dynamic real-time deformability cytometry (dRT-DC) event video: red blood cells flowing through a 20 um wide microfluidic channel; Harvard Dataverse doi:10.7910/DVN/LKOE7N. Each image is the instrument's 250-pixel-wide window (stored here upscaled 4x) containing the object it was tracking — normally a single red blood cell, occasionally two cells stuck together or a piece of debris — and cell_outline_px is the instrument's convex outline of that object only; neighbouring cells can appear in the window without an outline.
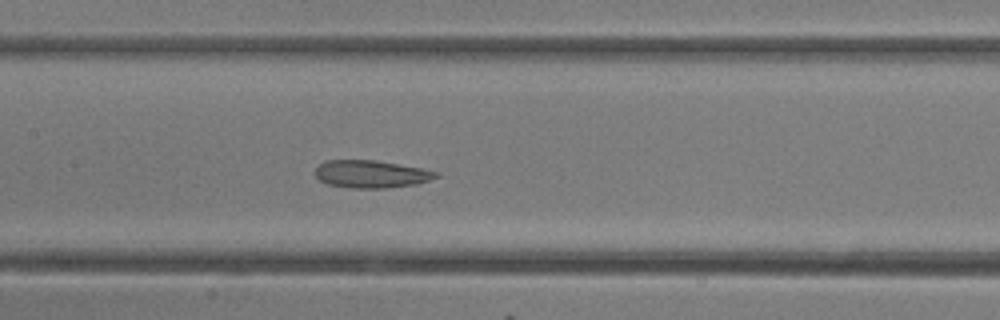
{"species": "common noctule bat (a hibernating species)", "species_latin": "Nyctalus noctula", "temperature_condition": "room temperature", "stored_images_in_passage": 16, "camera_frame_rate_fps": 3000, "um_per_image_px": 0.085, "animal": {"sex": "female"}, "frame": {"image": 1, "passage_image": 14, "time_ms": 4.333, "image_size_px": [1000, 320], "cell_outline_px": [[440, 176], [416, 184], [388, 188], [352, 188], [328, 184], [320, 180], [316, 176], [316, 168], [324, 160], [376, 160], [424, 168], [440, 172]], "centroid_in_image_um": [31.59, 14.79], "position_along_channel_um": 175.8, "area_um2": 19.54}}
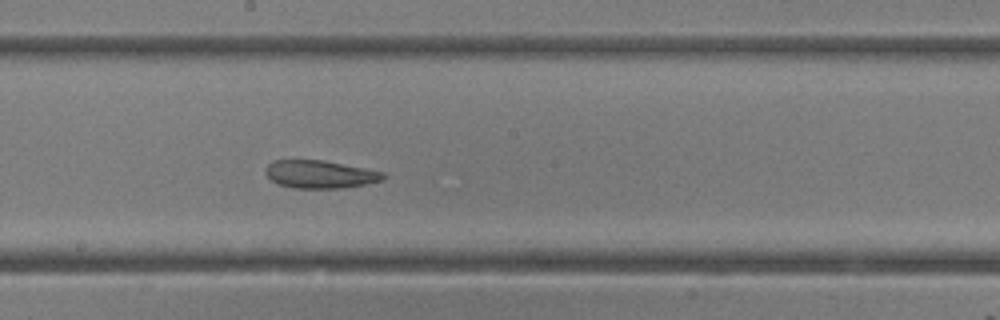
{"frame": {"image": 2, "passage_image": 16, "time_ms": 5.0, "image_size_px": [1000, 320], "cell_outline_px": [[388, 176], [384, 180], [344, 188], [292, 188], [280, 184], [272, 180], [264, 172], [268, 164], [272, 160], [324, 160], [384, 172]], "centroid_in_image_um": [27.22, 14.81], "position_along_channel_um": 221.0, "area_um2": 19.13}}